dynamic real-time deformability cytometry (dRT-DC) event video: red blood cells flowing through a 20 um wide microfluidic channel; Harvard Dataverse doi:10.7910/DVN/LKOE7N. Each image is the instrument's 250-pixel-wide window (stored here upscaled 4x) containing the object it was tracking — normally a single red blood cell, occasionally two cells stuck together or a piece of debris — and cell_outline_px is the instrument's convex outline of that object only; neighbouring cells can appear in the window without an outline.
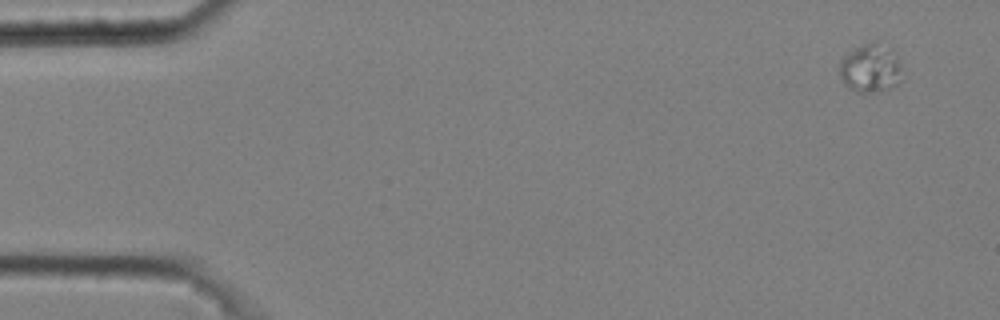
{"species": "common noctule bat (a hibernating species)", "species_latin": "Nyctalus noctula", "temperature_condition": "cold", "stored_images_in_passage": 5, "camera_frame_rate_fps": 3000, "um_per_image_px": 0.085, "animal": {"sex": "male", "body_mass_g": 20.4}, "frame": {"image": 1, "passage_image": 1, "time_ms": 0.0, "image_size_px": [1000, 320], "cell_outline_px": [[904, 80], [888, 88], [868, 92], [856, 92], [844, 84], [840, 80], [840, 60], [848, 52], [860, 44], [872, 44], [892, 48], [900, 64]], "centroid_in_image_um": [73.98, 5.82], "position_along_channel_um": 11.0, "area_um2": 17.51}}
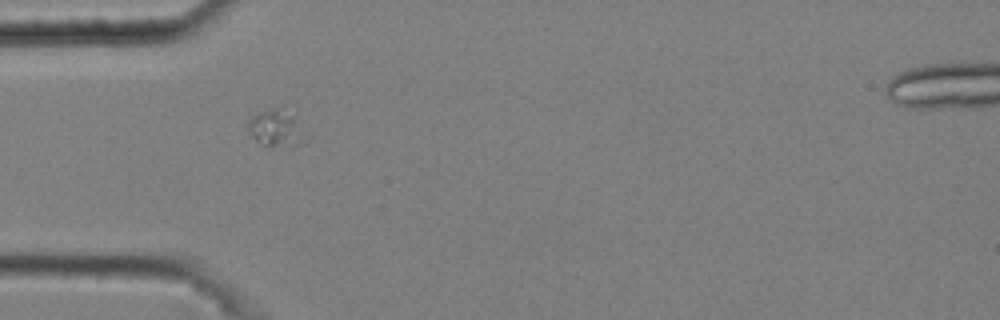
{"frame": {"image": 2, "passage_image": 4, "time_ms": 1.0, "image_size_px": [1000, 320], "cell_outline_px": [[312, 136], [304, 144], [260, 144], [252, 136], [248, 124], [248, 120], [252, 116], [260, 112], [280, 104], [284, 104]], "centroid_in_image_um": [23.61, 10.81], "position_along_channel_um": 61.4, "area_um2": 12.83}}
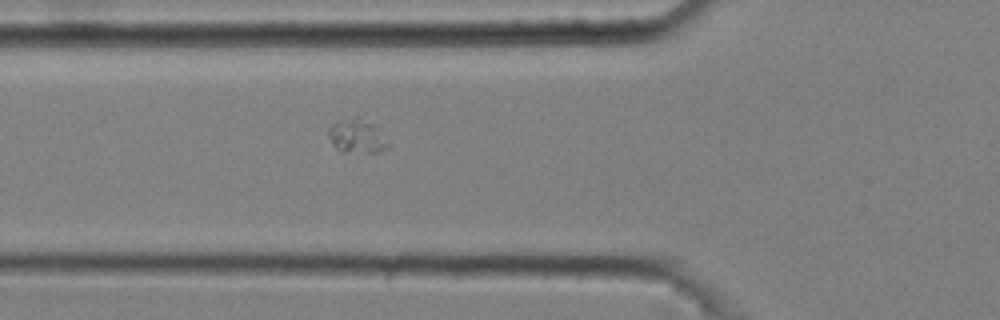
{"frame": {"image": 3, "passage_image": 5, "time_ms": 1.333, "image_size_px": [1000, 320], "cell_outline_px": [[392, 144], [388, 148], [376, 152], [340, 152], [332, 144], [328, 136], [328, 128], [332, 124], [340, 120], [356, 116], [360, 116], [376, 124], [380, 128]], "centroid_in_image_um": [30.4, 11.55], "position_along_channel_um": 95.4, "area_um2": 12.37}}